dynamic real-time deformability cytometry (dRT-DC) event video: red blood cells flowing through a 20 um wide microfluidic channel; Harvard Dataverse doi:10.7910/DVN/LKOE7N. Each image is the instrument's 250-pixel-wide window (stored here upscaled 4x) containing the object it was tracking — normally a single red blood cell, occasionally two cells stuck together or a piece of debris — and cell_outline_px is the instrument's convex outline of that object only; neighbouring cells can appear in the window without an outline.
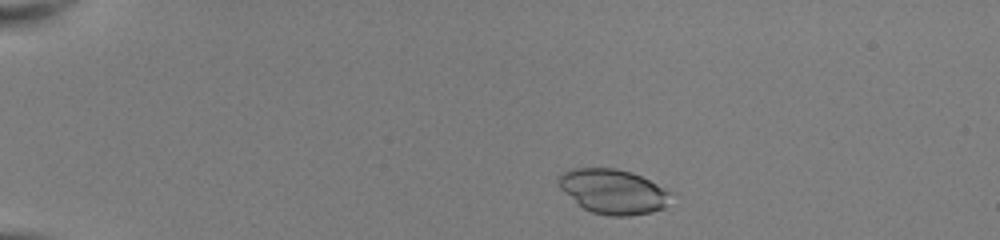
{"species": "common noctule bat (a hibernating species)", "species_latin": "Nyctalus noctula", "temperature_condition": "room temperature", "stored_images_in_passage": 44, "camera_frame_rate_fps": 3000, "um_per_image_px": 0.085, "animal": {"sex": "female", "body_mass_g": 22.0, "forearm_length_mm": 56.7}, "frame": {"image": 1, "passage_image": 4, "time_ms": 1.0, "image_size_px": [1000, 240], "cell_outline_px": [[672, 192], [664, 208], [648, 212], [628, 216], [612, 216], [592, 212], [584, 208], [564, 192], [560, 188], [556, 180], [564, 172], [572, 168], [616, 168], [632, 172], [668, 188]], "centroid_in_image_um": [52.13, 16.26], "position_along_channel_um": 32.9, "area_um2": 29.13}}
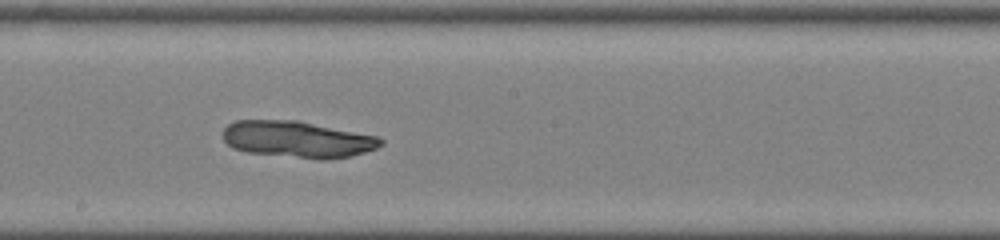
{"frame": {"image": 2, "passage_image": 24, "time_ms": 7.667, "image_size_px": [1000, 240], "cell_outline_px": [[384, 144], [376, 148], [352, 156], [324, 160], [320, 160], [248, 152], [232, 148], [224, 140], [224, 128], [228, 124], [236, 120], [296, 120], [376, 136], [384, 140]], "centroid_in_image_um": [25.29, 11.85], "position_along_channel_um": 222.9, "area_um2": 33.52}}
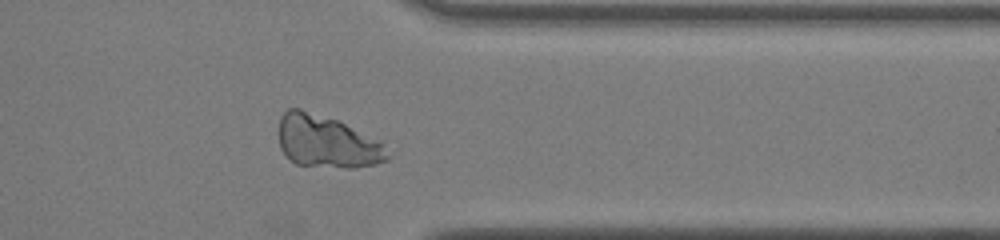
{"frame": {"image": 3, "passage_image": 36, "time_ms": 11.667, "image_size_px": [1000, 240], "cell_outline_px": [[388, 160], [356, 168], [344, 168], [296, 164], [280, 148], [280, 116], [288, 108], [300, 108], [336, 120], [384, 144], [388, 156]], "centroid_in_image_um": [27.75, 12.05], "position_along_channel_um": 383.6, "area_um2": 32.48}}